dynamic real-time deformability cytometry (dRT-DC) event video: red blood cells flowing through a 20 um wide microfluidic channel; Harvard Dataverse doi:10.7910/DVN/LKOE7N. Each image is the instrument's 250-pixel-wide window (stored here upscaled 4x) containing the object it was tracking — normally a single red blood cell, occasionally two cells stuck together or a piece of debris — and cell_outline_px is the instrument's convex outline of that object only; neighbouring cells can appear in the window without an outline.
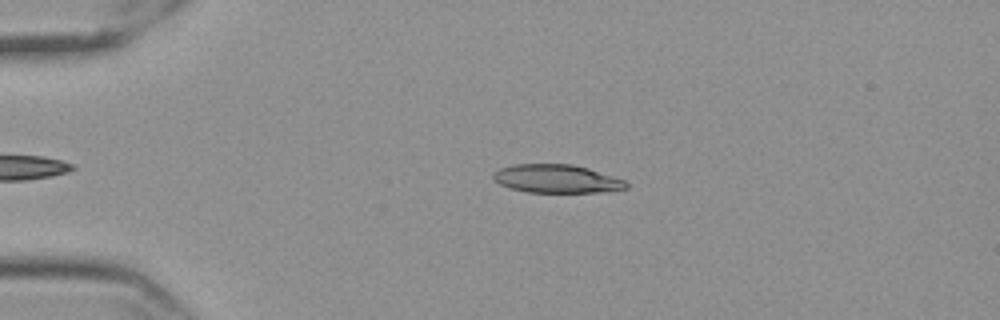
{"species": "Egyptian fruit bat (a non-hibernating species)", "species_latin": "Rousettus aegyptiacus", "temperature_condition": "cold", "stored_images_in_passage": 49, "camera_frame_rate_fps": 3000, "um_per_image_px": 0.085, "frame": {"image": 1, "passage_image": 12, "time_ms": 3.667, "image_size_px": [1000, 320], "cell_outline_px": [[628, 188], [600, 192], [528, 192], [512, 188], [500, 184], [492, 180], [492, 172], [500, 168], [512, 164], [572, 164], [588, 168], [624, 180], [628, 184]], "centroid_in_image_um": [47.27, 15.19], "position_along_channel_um": 37.7, "area_um2": 21.91}}
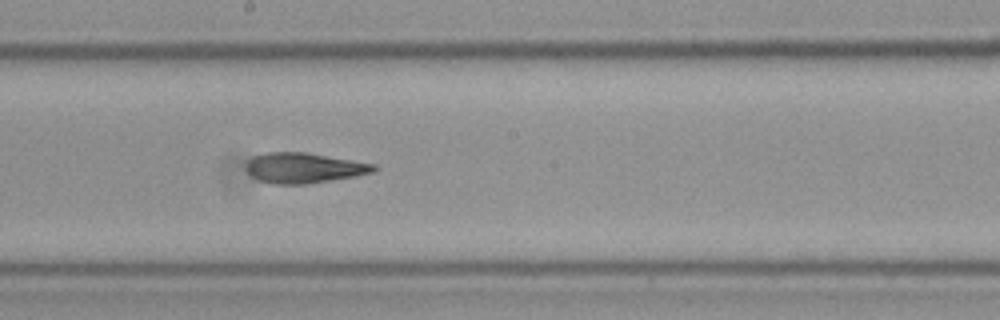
{"frame": {"image": 2, "passage_image": 31, "time_ms": 10.0, "image_size_px": [1000, 320], "cell_outline_px": [[376, 168], [372, 172], [352, 176], [304, 184], [272, 184], [260, 180], [252, 176], [244, 168], [244, 164], [252, 156], [268, 152], [308, 152], [376, 164]], "centroid_in_image_um": [25.76, 14.25], "position_along_channel_um": 222.4, "area_um2": 22.43}}
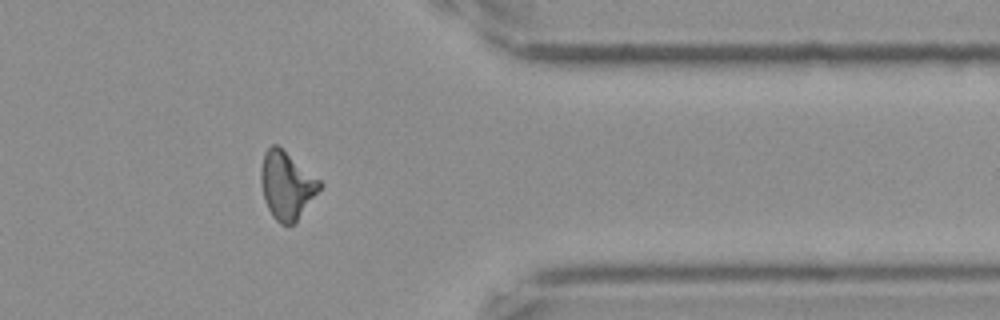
{"frame": {"image": 3, "passage_image": 46, "time_ms": 15.0, "image_size_px": [1000, 320], "cell_outline_px": [[324, 184], [296, 224], [280, 224], [272, 216], [264, 200], [260, 180], [260, 168], [264, 152], [272, 144], [276, 144], [320, 180]], "centroid_in_image_um": [24.37, 15.78], "position_along_channel_um": 387.0, "area_um2": 23.29}, "authors_computed_cell_mechanics": {"area_um2": 22.7732, "velocity_mm_per_s": 3.5431, "shape_relaxation_time_tau1_ms": null, "shape_relaxation_time_tau2_ms": 4.2617, "deformation_change_tau1": null, "deformation_change_tau2": 0.1248}}